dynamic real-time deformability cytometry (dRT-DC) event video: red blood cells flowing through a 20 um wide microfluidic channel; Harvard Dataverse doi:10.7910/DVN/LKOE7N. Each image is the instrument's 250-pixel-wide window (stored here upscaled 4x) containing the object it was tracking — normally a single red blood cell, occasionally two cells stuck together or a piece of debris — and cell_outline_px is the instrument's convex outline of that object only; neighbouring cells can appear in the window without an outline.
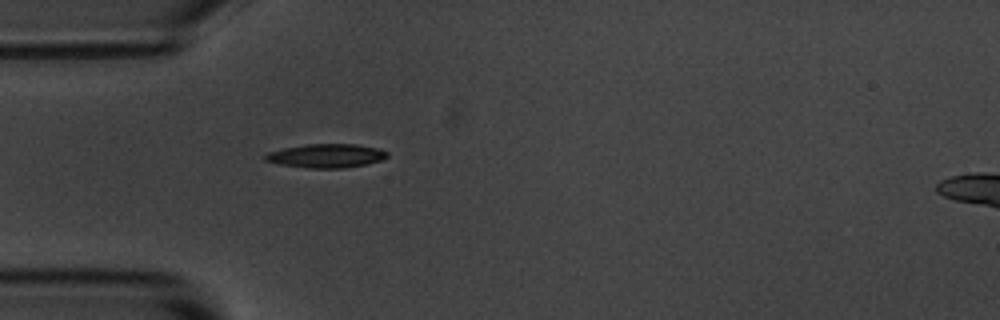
{"species": "common noctule bat (a hibernating species)", "species_latin": "Nyctalus noctula", "temperature_condition": "room temperature", "stored_images_in_passage": 2, "camera_frame_rate_fps": 3000, "um_per_image_px": 0.085, "animal": {"sex": "male", "body_mass_g": 20.1, "forearm_length_mm": 53.5}, "frame": {"image": 1, "passage_image": 2, "time_ms": 1.0, "image_size_px": [1000, 320], "cell_outline_px": [[388, 156], [380, 160], [364, 164], [344, 168], [308, 168], [280, 164], [264, 160], [264, 156], [268, 152], [284, 148], [308, 144], [356, 144], [376, 148], [388, 152]], "centroid_in_image_um": [27.71, 13.24], "position_along_channel_um": 57.3, "area_um2": 16.7}}